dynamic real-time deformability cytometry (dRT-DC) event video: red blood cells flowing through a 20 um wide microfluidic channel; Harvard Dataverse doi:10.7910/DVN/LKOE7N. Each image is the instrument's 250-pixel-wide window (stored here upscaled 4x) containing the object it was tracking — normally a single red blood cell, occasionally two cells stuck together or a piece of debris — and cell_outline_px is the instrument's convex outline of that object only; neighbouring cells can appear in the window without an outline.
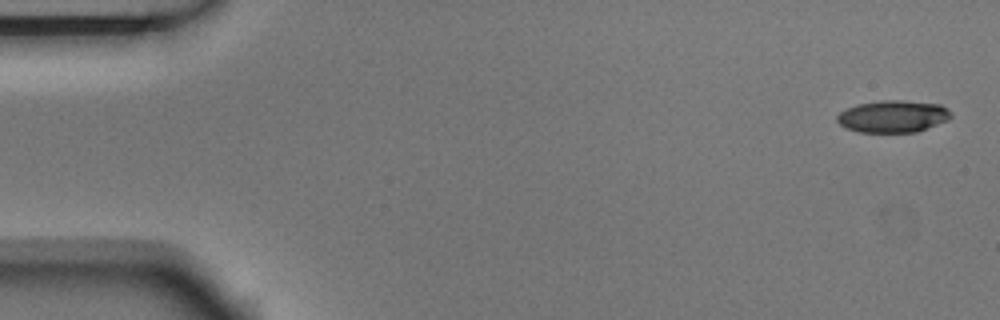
{"species": "Egyptian fruit bat (a non-hibernating species)", "species_latin": "Rousettus aegyptiacus", "temperature_condition": "room temperature", "stored_images_in_passage": 5, "camera_frame_rate_fps": 3000, "um_per_image_px": 0.085, "animal": {"sex": "male"}, "frame": {"image": 1, "passage_image": 1, "time_ms": 0.0, "image_size_px": [1000, 320], "cell_outline_px": [[952, 116], [948, 120], [916, 132], [860, 132], [848, 128], [840, 124], [836, 120], [836, 116], [840, 112], [856, 104], [880, 100], [904, 100], [940, 104], [948, 108], [952, 112]], "centroid_in_image_um": [75.93, 9.88], "position_along_channel_um": 9.1, "area_um2": 21.39}}
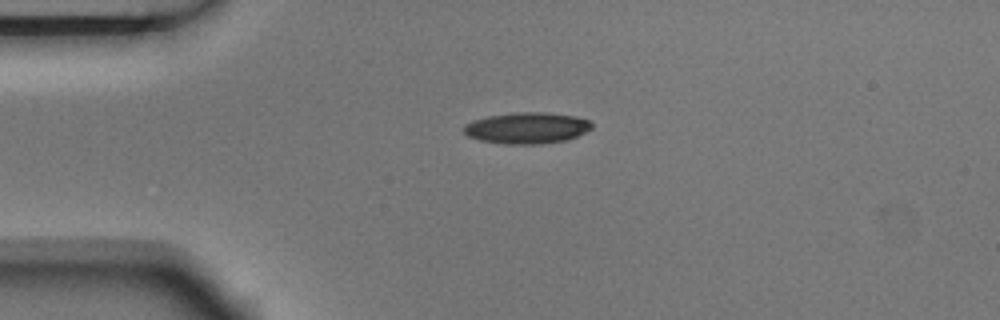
{"frame": {"image": 2, "passage_image": 4, "time_ms": 1.0, "image_size_px": [1000, 320], "cell_outline_px": [[592, 128], [576, 136], [564, 140], [540, 144], [504, 144], [480, 140], [468, 136], [464, 132], [464, 124], [472, 120], [488, 116], [516, 112], [544, 112], [576, 116], [588, 120], [592, 124]], "centroid_in_image_um": [44.76, 10.87], "position_along_channel_um": 40.2, "area_um2": 23.24}}